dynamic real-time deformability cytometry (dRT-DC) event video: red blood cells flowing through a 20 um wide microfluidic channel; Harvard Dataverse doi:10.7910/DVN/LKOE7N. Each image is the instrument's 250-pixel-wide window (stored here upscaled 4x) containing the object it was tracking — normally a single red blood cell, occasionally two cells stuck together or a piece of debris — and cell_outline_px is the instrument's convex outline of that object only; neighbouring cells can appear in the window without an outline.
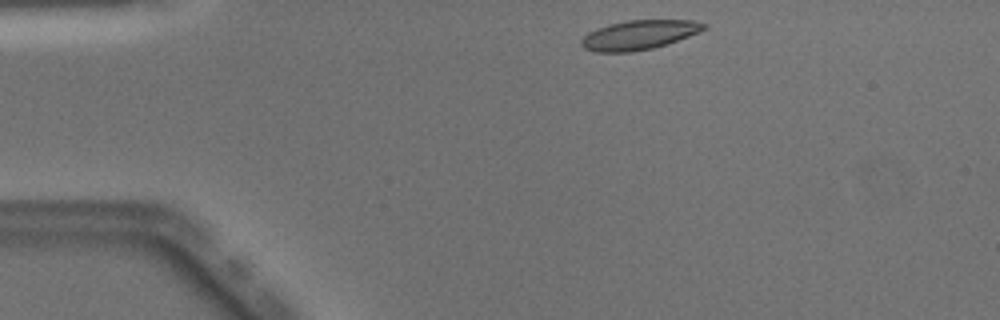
{"species": "Egyptian fruit bat (a non-hibernating species)", "species_latin": "Rousettus aegyptiacus", "temperature_condition": "warm", "stored_images_in_passage": 41, "camera_frame_rate_fps": 3000, "um_per_image_px": 0.085, "animal": {"sex": "male"}, "frame": {"image": 1, "passage_image": 1, "time_ms": 0.0, "image_size_px": [1000, 320], "cell_outline_px": [[708, 28], [700, 32], [652, 48], [632, 52], [596, 52], [584, 48], [580, 44], [580, 40], [588, 32], [596, 28], [608, 24], [628, 20], [692, 20], [708, 24]], "centroid_in_image_um": [54.3, 2.96], "position_along_channel_um": 30.7, "area_um2": 20.98}}
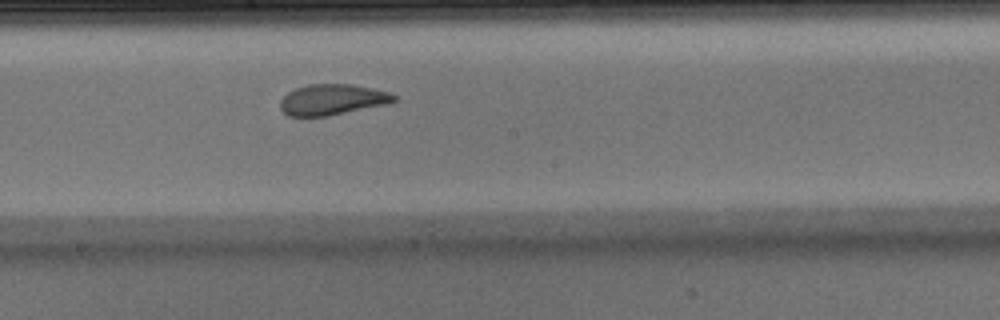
{"frame": {"image": 2, "passage_image": 19, "time_ms": 6.0, "image_size_px": [1000, 320], "cell_outline_px": [[396, 100], [388, 104], [328, 116], [288, 116], [280, 108], [280, 100], [288, 92], [296, 88], [308, 84], [352, 84], [388, 92], [396, 96]], "centroid_in_image_um": [28.23, 8.47], "position_along_channel_um": 220.0, "area_um2": 20.35}}
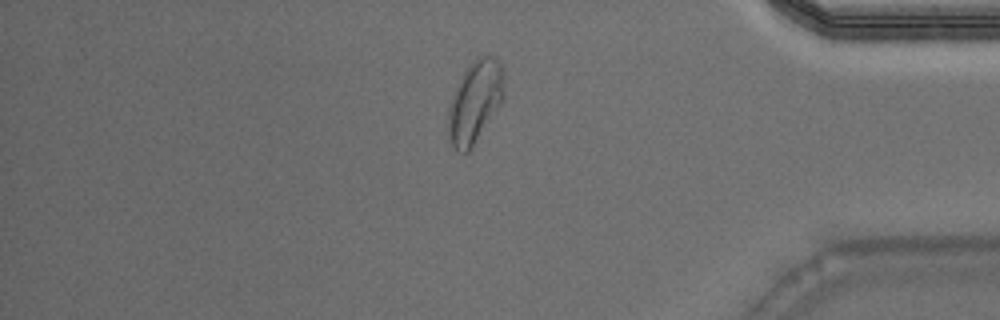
{"frame": {"image": 3, "passage_image": 34, "time_ms": 11.0, "image_size_px": [1000, 320], "cell_outline_px": [[504, 100], [472, 148], [468, 152], [456, 152], [448, 136], [448, 108], [456, 88], [464, 72], [472, 60], [476, 56], [484, 52], [492, 56], [500, 64], [504, 80]], "centroid_in_image_um": [40.39, 8.64], "position_along_channel_um": 394.8, "area_um2": 26.93}, "authors_computed_cell_mechanics": {"area_um2": 21.4438, "velocity_mm_per_s": 4.0315, "shape_relaxation_time_tau1_ms": 7.2726, "shape_relaxation_time_tau2_ms": 1.0297, "deformation_change_tau1": 0.2083, "deformation_change_tau2": 0.077}}